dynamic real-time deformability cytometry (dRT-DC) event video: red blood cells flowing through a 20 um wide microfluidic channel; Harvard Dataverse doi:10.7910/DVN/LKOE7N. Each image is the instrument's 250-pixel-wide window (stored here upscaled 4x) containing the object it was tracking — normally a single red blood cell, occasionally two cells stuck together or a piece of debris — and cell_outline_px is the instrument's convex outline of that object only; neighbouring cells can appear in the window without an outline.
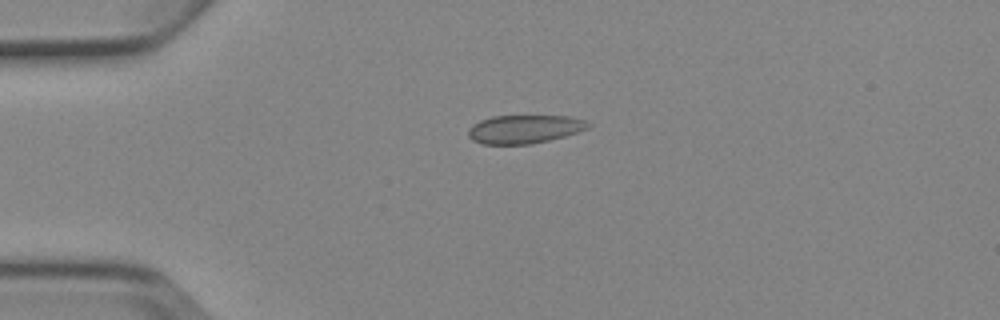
{"species": "Egyptian fruit bat (a non-hibernating species)", "species_latin": "Rousettus aegyptiacus", "temperature_condition": "cold", "stored_images_in_passage": 5, "camera_frame_rate_fps": 3000, "um_per_image_px": 0.085, "animal": {"sex": "female"}, "frame": {"image": 1, "passage_image": 3, "time_ms": 3.333, "image_size_px": [1000, 320], "cell_outline_px": [[592, 124], [588, 128], [564, 136], [532, 144], [480, 144], [472, 140], [468, 136], [468, 128], [472, 124], [480, 120], [492, 116], [572, 116], [584, 120]], "centroid_in_image_um": [44.54, 10.97], "position_along_channel_um": 40.5, "area_um2": 19.94}}
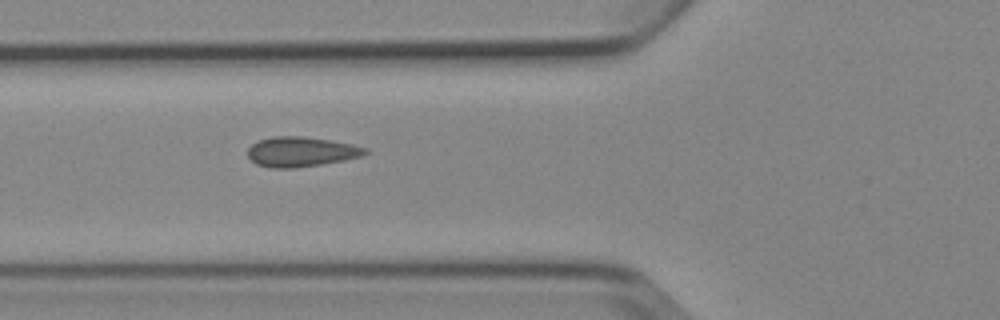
{"frame": {"image": 2, "passage_image": 5, "time_ms": 5.667, "image_size_px": [1000, 320], "cell_outline_px": [[368, 152], [360, 156], [344, 160], [296, 168], [272, 168], [256, 164], [248, 156], [248, 148], [252, 144], [260, 140], [272, 136], [304, 136], [352, 144], [368, 148]], "centroid_in_image_um": [25.58, 12.9], "position_along_channel_um": 100.2, "area_um2": 20.35}}